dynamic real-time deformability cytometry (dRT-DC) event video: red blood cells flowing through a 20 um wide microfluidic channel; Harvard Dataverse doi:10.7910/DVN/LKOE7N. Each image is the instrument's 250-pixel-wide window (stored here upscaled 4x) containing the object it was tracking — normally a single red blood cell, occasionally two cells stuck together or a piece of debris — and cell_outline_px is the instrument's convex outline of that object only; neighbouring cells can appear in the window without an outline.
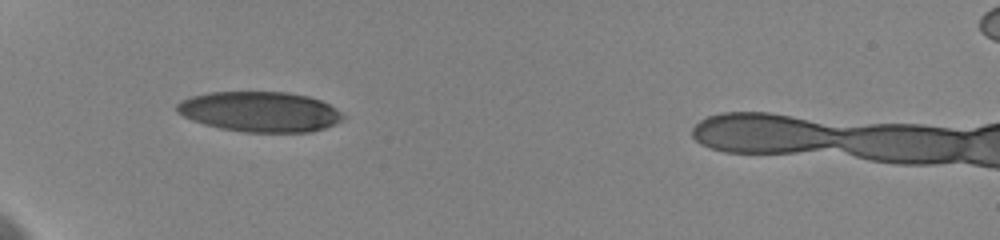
{"species": "human", "species_latin": "Homo sapiens", "temperature_condition": "cold", "stored_images_in_passage": 17, "camera_frame_rate_fps": 3000, "um_per_image_px": 0.085, "donor": {"sex": "female"}, "frame": {"image": 1, "passage_image": 1, "time_ms": 0.0, "image_size_px": [1000, 240], "cell_outline_px": [[344, 116], [336, 124], [312, 132], [244, 132], [220, 128], [204, 124], [192, 120], [176, 112], [176, 104], [192, 96], [208, 92], [288, 92], [308, 96], [320, 100], [344, 112]], "centroid_in_image_um": [22.11, 9.5], "position_along_channel_um": 62.9, "area_um2": 39.02}}
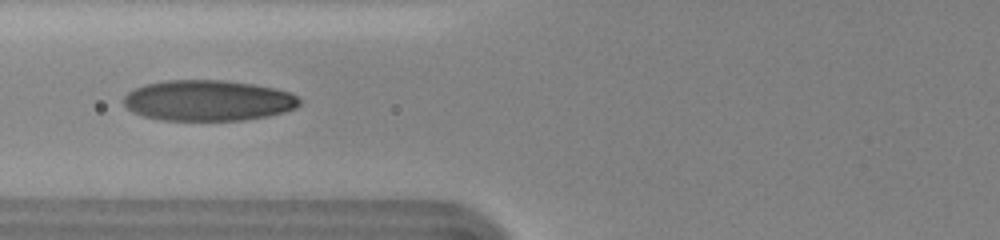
{"frame": {"image": 2, "passage_image": 6, "time_ms": 1.667, "image_size_px": [1000, 240], "cell_outline_px": [[300, 104], [296, 108], [284, 112], [268, 116], [244, 120], [160, 120], [144, 116], [132, 112], [124, 104], [124, 96], [128, 92], [144, 84], [164, 80], [224, 80], [252, 84], [276, 88], [288, 92], [296, 96], [300, 100]], "centroid_in_image_um": [17.68, 8.54], "position_along_channel_um": 108.1, "area_um2": 41.85}}